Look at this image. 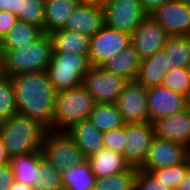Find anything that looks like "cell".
Segmentation results:
<instances>
[{
  "label": "cell",
  "instance_id": "6da1fadb",
  "mask_svg": "<svg viewBox=\"0 0 190 190\" xmlns=\"http://www.w3.org/2000/svg\"><path fill=\"white\" fill-rule=\"evenodd\" d=\"M10 78L18 113L38 121L48 130H53L57 91L49 81L47 72L23 73Z\"/></svg>",
  "mask_w": 190,
  "mask_h": 190
},
{
  "label": "cell",
  "instance_id": "7a4b0ae2",
  "mask_svg": "<svg viewBox=\"0 0 190 190\" xmlns=\"http://www.w3.org/2000/svg\"><path fill=\"white\" fill-rule=\"evenodd\" d=\"M47 131L38 121L19 113L0 123V138L10 158L41 151Z\"/></svg>",
  "mask_w": 190,
  "mask_h": 190
},
{
  "label": "cell",
  "instance_id": "3957f363",
  "mask_svg": "<svg viewBox=\"0 0 190 190\" xmlns=\"http://www.w3.org/2000/svg\"><path fill=\"white\" fill-rule=\"evenodd\" d=\"M53 55L52 41L44 33L36 41L4 52V69L8 76L45 72Z\"/></svg>",
  "mask_w": 190,
  "mask_h": 190
},
{
  "label": "cell",
  "instance_id": "277c9868",
  "mask_svg": "<svg viewBox=\"0 0 190 190\" xmlns=\"http://www.w3.org/2000/svg\"><path fill=\"white\" fill-rule=\"evenodd\" d=\"M96 102L82 84L57 92L53 130L66 131L72 125L89 119Z\"/></svg>",
  "mask_w": 190,
  "mask_h": 190
},
{
  "label": "cell",
  "instance_id": "5b68a950",
  "mask_svg": "<svg viewBox=\"0 0 190 190\" xmlns=\"http://www.w3.org/2000/svg\"><path fill=\"white\" fill-rule=\"evenodd\" d=\"M91 67L88 53H53L46 72L53 88L59 92L82 85Z\"/></svg>",
  "mask_w": 190,
  "mask_h": 190
},
{
  "label": "cell",
  "instance_id": "8992f818",
  "mask_svg": "<svg viewBox=\"0 0 190 190\" xmlns=\"http://www.w3.org/2000/svg\"><path fill=\"white\" fill-rule=\"evenodd\" d=\"M43 158L62 175L68 167L81 164L87 157L67 131L48 130L41 145Z\"/></svg>",
  "mask_w": 190,
  "mask_h": 190
},
{
  "label": "cell",
  "instance_id": "52a82bcc",
  "mask_svg": "<svg viewBox=\"0 0 190 190\" xmlns=\"http://www.w3.org/2000/svg\"><path fill=\"white\" fill-rule=\"evenodd\" d=\"M103 9L106 26L130 35L148 15L139 0H107Z\"/></svg>",
  "mask_w": 190,
  "mask_h": 190
},
{
  "label": "cell",
  "instance_id": "ba28073f",
  "mask_svg": "<svg viewBox=\"0 0 190 190\" xmlns=\"http://www.w3.org/2000/svg\"><path fill=\"white\" fill-rule=\"evenodd\" d=\"M128 81L107 72L101 66H92L83 78V85L96 103L115 104Z\"/></svg>",
  "mask_w": 190,
  "mask_h": 190
},
{
  "label": "cell",
  "instance_id": "9c48e42d",
  "mask_svg": "<svg viewBox=\"0 0 190 190\" xmlns=\"http://www.w3.org/2000/svg\"><path fill=\"white\" fill-rule=\"evenodd\" d=\"M131 42V35L104 25L90 39L89 60L92 66H101L117 55Z\"/></svg>",
  "mask_w": 190,
  "mask_h": 190
},
{
  "label": "cell",
  "instance_id": "30bf717a",
  "mask_svg": "<svg viewBox=\"0 0 190 190\" xmlns=\"http://www.w3.org/2000/svg\"><path fill=\"white\" fill-rule=\"evenodd\" d=\"M155 137L153 123H126V147L123 156L130 167L140 169L146 161Z\"/></svg>",
  "mask_w": 190,
  "mask_h": 190
},
{
  "label": "cell",
  "instance_id": "8fae6325",
  "mask_svg": "<svg viewBox=\"0 0 190 190\" xmlns=\"http://www.w3.org/2000/svg\"><path fill=\"white\" fill-rule=\"evenodd\" d=\"M115 105L126 123L149 122L147 88L137 80L126 83Z\"/></svg>",
  "mask_w": 190,
  "mask_h": 190
},
{
  "label": "cell",
  "instance_id": "7c38bea8",
  "mask_svg": "<svg viewBox=\"0 0 190 190\" xmlns=\"http://www.w3.org/2000/svg\"><path fill=\"white\" fill-rule=\"evenodd\" d=\"M168 37L169 35L163 27L148 14L131 34L130 44L142 60L150 57L156 51L162 50L166 45Z\"/></svg>",
  "mask_w": 190,
  "mask_h": 190
},
{
  "label": "cell",
  "instance_id": "4fadbf2b",
  "mask_svg": "<svg viewBox=\"0 0 190 190\" xmlns=\"http://www.w3.org/2000/svg\"><path fill=\"white\" fill-rule=\"evenodd\" d=\"M150 15L169 36H190V5L172 0L156 8Z\"/></svg>",
  "mask_w": 190,
  "mask_h": 190
},
{
  "label": "cell",
  "instance_id": "5bb4252c",
  "mask_svg": "<svg viewBox=\"0 0 190 190\" xmlns=\"http://www.w3.org/2000/svg\"><path fill=\"white\" fill-rule=\"evenodd\" d=\"M190 157V150L180 144L154 137L149 152L140 168L144 171L172 167L184 163Z\"/></svg>",
  "mask_w": 190,
  "mask_h": 190
},
{
  "label": "cell",
  "instance_id": "9a60e30c",
  "mask_svg": "<svg viewBox=\"0 0 190 190\" xmlns=\"http://www.w3.org/2000/svg\"><path fill=\"white\" fill-rule=\"evenodd\" d=\"M186 108V96L181 93L162 85L147 89V109L150 123L181 112Z\"/></svg>",
  "mask_w": 190,
  "mask_h": 190
},
{
  "label": "cell",
  "instance_id": "2e32d148",
  "mask_svg": "<svg viewBox=\"0 0 190 190\" xmlns=\"http://www.w3.org/2000/svg\"><path fill=\"white\" fill-rule=\"evenodd\" d=\"M155 136L190 150V109L161 118L153 122Z\"/></svg>",
  "mask_w": 190,
  "mask_h": 190
},
{
  "label": "cell",
  "instance_id": "e0dca14e",
  "mask_svg": "<svg viewBox=\"0 0 190 190\" xmlns=\"http://www.w3.org/2000/svg\"><path fill=\"white\" fill-rule=\"evenodd\" d=\"M104 25L102 6L78 3L63 29L78 32L91 38Z\"/></svg>",
  "mask_w": 190,
  "mask_h": 190
},
{
  "label": "cell",
  "instance_id": "ac0fdd59",
  "mask_svg": "<svg viewBox=\"0 0 190 190\" xmlns=\"http://www.w3.org/2000/svg\"><path fill=\"white\" fill-rule=\"evenodd\" d=\"M168 54L164 49L156 51L150 57L141 60L136 80L147 89L162 85L167 71H169Z\"/></svg>",
  "mask_w": 190,
  "mask_h": 190
},
{
  "label": "cell",
  "instance_id": "d6986e66",
  "mask_svg": "<svg viewBox=\"0 0 190 190\" xmlns=\"http://www.w3.org/2000/svg\"><path fill=\"white\" fill-rule=\"evenodd\" d=\"M87 161L96 178L119 174L130 168L123 154L113 152L106 148H102L87 157Z\"/></svg>",
  "mask_w": 190,
  "mask_h": 190
},
{
  "label": "cell",
  "instance_id": "ffe728a7",
  "mask_svg": "<svg viewBox=\"0 0 190 190\" xmlns=\"http://www.w3.org/2000/svg\"><path fill=\"white\" fill-rule=\"evenodd\" d=\"M86 157L98 152L103 146V132L90 119L72 125L66 130Z\"/></svg>",
  "mask_w": 190,
  "mask_h": 190
},
{
  "label": "cell",
  "instance_id": "44dd1931",
  "mask_svg": "<svg viewBox=\"0 0 190 190\" xmlns=\"http://www.w3.org/2000/svg\"><path fill=\"white\" fill-rule=\"evenodd\" d=\"M141 59L134 47L129 44L117 55L104 62L101 67L107 72L117 74L127 81L136 80Z\"/></svg>",
  "mask_w": 190,
  "mask_h": 190
},
{
  "label": "cell",
  "instance_id": "7402d4cb",
  "mask_svg": "<svg viewBox=\"0 0 190 190\" xmlns=\"http://www.w3.org/2000/svg\"><path fill=\"white\" fill-rule=\"evenodd\" d=\"M42 157L41 151L11 157L10 165L13 169L14 180L34 187L35 182L41 180L39 160Z\"/></svg>",
  "mask_w": 190,
  "mask_h": 190
},
{
  "label": "cell",
  "instance_id": "603a6c76",
  "mask_svg": "<svg viewBox=\"0 0 190 190\" xmlns=\"http://www.w3.org/2000/svg\"><path fill=\"white\" fill-rule=\"evenodd\" d=\"M52 41L53 53H89L90 37L66 29L48 33Z\"/></svg>",
  "mask_w": 190,
  "mask_h": 190
},
{
  "label": "cell",
  "instance_id": "cb8c5ba5",
  "mask_svg": "<svg viewBox=\"0 0 190 190\" xmlns=\"http://www.w3.org/2000/svg\"><path fill=\"white\" fill-rule=\"evenodd\" d=\"M78 3H80V1L46 0L44 33L63 29Z\"/></svg>",
  "mask_w": 190,
  "mask_h": 190
},
{
  "label": "cell",
  "instance_id": "d4e9b609",
  "mask_svg": "<svg viewBox=\"0 0 190 190\" xmlns=\"http://www.w3.org/2000/svg\"><path fill=\"white\" fill-rule=\"evenodd\" d=\"M44 34L42 28L17 20L10 31L0 41V49L6 50L26 46L36 41Z\"/></svg>",
  "mask_w": 190,
  "mask_h": 190
},
{
  "label": "cell",
  "instance_id": "484cf974",
  "mask_svg": "<svg viewBox=\"0 0 190 190\" xmlns=\"http://www.w3.org/2000/svg\"><path fill=\"white\" fill-rule=\"evenodd\" d=\"M96 176L92 173L89 162L68 167L62 174L64 190H93Z\"/></svg>",
  "mask_w": 190,
  "mask_h": 190
},
{
  "label": "cell",
  "instance_id": "4316f807",
  "mask_svg": "<svg viewBox=\"0 0 190 190\" xmlns=\"http://www.w3.org/2000/svg\"><path fill=\"white\" fill-rule=\"evenodd\" d=\"M89 119L102 132L118 129L126 125L122 114L115 104L96 103Z\"/></svg>",
  "mask_w": 190,
  "mask_h": 190
},
{
  "label": "cell",
  "instance_id": "83f0119b",
  "mask_svg": "<svg viewBox=\"0 0 190 190\" xmlns=\"http://www.w3.org/2000/svg\"><path fill=\"white\" fill-rule=\"evenodd\" d=\"M169 70L187 67L190 62V36H169L165 47Z\"/></svg>",
  "mask_w": 190,
  "mask_h": 190
},
{
  "label": "cell",
  "instance_id": "f1b7e54d",
  "mask_svg": "<svg viewBox=\"0 0 190 190\" xmlns=\"http://www.w3.org/2000/svg\"><path fill=\"white\" fill-rule=\"evenodd\" d=\"M46 0H15V15L18 20L44 30Z\"/></svg>",
  "mask_w": 190,
  "mask_h": 190
},
{
  "label": "cell",
  "instance_id": "f546056e",
  "mask_svg": "<svg viewBox=\"0 0 190 190\" xmlns=\"http://www.w3.org/2000/svg\"><path fill=\"white\" fill-rule=\"evenodd\" d=\"M137 168L108 177L96 178L93 190H134Z\"/></svg>",
  "mask_w": 190,
  "mask_h": 190
},
{
  "label": "cell",
  "instance_id": "4dcf8cb0",
  "mask_svg": "<svg viewBox=\"0 0 190 190\" xmlns=\"http://www.w3.org/2000/svg\"><path fill=\"white\" fill-rule=\"evenodd\" d=\"M18 113L16 96L10 76L0 78V123Z\"/></svg>",
  "mask_w": 190,
  "mask_h": 190
},
{
  "label": "cell",
  "instance_id": "1f68e13d",
  "mask_svg": "<svg viewBox=\"0 0 190 190\" xmlns=\"http://www.w3.org/2000/svg\"><path fill=\"white\" fill-rule=\"evenodd\" d=\"M40 178L39 182H35L34 190H64L62 185V175H60L51 163L45 158L39 160Z\"/></svg>",
  "mask_w": 190,
  "mask_h": 190
},
{
  "label": "cell",
  "instance_id": "d6a6232c",
  "mask_svg": "<svg viewBox=\"0 0 190 190\" xmlns=\"http://www.w3.org/2000/svg\"><path fill=\"white\" fill-rule=\"evenodd\" d=\"M190 170V157L182 164L153 169L150 173L158 180L167 184L172 189H177L185 174Z\"/></svg>",
  "mask_w": 190,
  "mask_h": 190
},
{
  "label": "cell",
  "instance_id": "836d02e7",
  "mask_svg": "<svg viewBox=\"0 0 190 190\" xmlns=\"http://www.w3.org/2000/svg\"><path fill=\"white\" fill-rule=\"evenodd\" d=\"M162 86L187 96L190 91V76L187 67L167 71Z\"/></svg>",
  "mask_w": 190,
  "mask_h": 190
},
{
  "label": "cell",
  "instance_id": "e575fe53",
  "mask_svg": "<svg viewBox=\"0 0 190 190\" xmlns=\"http://www.w3.org/2000/svg\"><path fill=\"white\" fill-rule=\"evenodd\" d=\"M126 144V125L118 129L103 132L104 148L123 154Z\"/></svg>",
  "mask_w": 190,
  "mask_h": 190
},
{
  "label": "cell",
  "instance_id": "d590c367",
  "mask_svg": "<svg viewBox=\"0 0 190 190\" xmlns=\"http://www.w3.org/2000/svg\"><path fill=\"white\" fill-rule=\"evenodd\" d=\"M170 186L156 179L149 171L137 169L134 190H170Z\"/></svg>",
  "mask_w": 190,
  "mask_h": 190
},
{
  "label": "cell",
  "instance_id": "8d00e7d4",
  "mask_svg": "<svg viewBox=\"0 0 190 190\" xmlns=\"http://www.w3.org/2000/svg\"><path fill=\"white\" fill-rule=\"evenodd\" d=\"M18 18L9 11H0V41L10 31Z\"/></svg>",
  "mask_w": 190,
  "mask_h": 190
},
{
  "label": "cell",
  "instance_id": "74e56055",
  "mask_svg": "<svg viewBox=\"0 0 190 190\" xmlns=\"http://www.w3.org/2000/svg\"><path fill=\"white\" fill-rule=\"evenodd\" d=\"M14 181L11 165L7 164L0 166V190H10Z\"/></svg>",
  "mask_w": 190,
  "mask_h": 190
},
{
  "label": "cell",
  "instance_id": "f35d334b",
  "mask_svg": "<svg viewBox=\"0 0 190 190\" xmlns=\"http://www.w3.org/2000/svg\"><path fill=\"white\" fill-rule=\"evenodd\" d=\"M140 3L142 4V7L144 8V10L150 14L151 12H153L156 8H158L159 6L164 5L167 2H170L172 0H139Z\"/></svg>",
  "mask_w": 190,
  "mask_h": 190
},
{
  "label": "cell",
  "instance_id": "ab89813d",
  "mask_svg": "<svg viewBox=\"0 0 190 190\" xmlns=\"http://www.w3.org/2000/svg\"><path fill=\"white\" fill-rule=\"evenodd\" d=\"M0 11H9L15 14V0H0Z\"/></svg>",
  "mask_w": 190,
  "mask_h": 190
},
{
  "label": "cell",
  "instance_id": "60d3db41",
  "mask_svg": "<svg viewBox=\"0 0 190 190\" xmlns=\"http://www.w3.org/2000/svg\"><path fill=\"white\" fill-rule=\"evenodd\" d=\"M10 156L6 152V148L3 145L2 139L0 138V166L10 164Z\"/></svg>",
  "mask_w": 190,
  "mask_h": 190
},
{
  "label": "cell",
  "instance_id": "b9f144b4",
  "mask_svg": "<svg viewBox=\"0 0 190 190\" xmlns=\"http://www.w3.org/2000/svg\"><path fill=\"white\" fill-rule=\"evenodd\" d=\"M177 190H190V170L185 174V177L180 182Z\"/></svg>",
  "mask_w": 190,
  "mask_h": 190
},
{
  "label": "cell",
  "instance_id": "7bdbcfd3",
  "mask_svg": "<svg viewBox=\"0 0 190 190\" xmlns=\"http://www.w3.org/2000/svg\"><path fill=\"white\" fill-rule=\"evenodd\" d=\"M10 190H34L33 187L14 181Z\"/></svg>",
  "mask_w": 190,
  "mask_h": 190
},
{
  "label": "cell",
  "instance_id": "ee69618b",
  "mask_svg": "<svg viewBox=\"0 0 190 190\" xmlns=\"http://www.w3.org/2000/svg\"><path fill=\"white\" fill-rule=\"evenodd\" d=\"M107 0H80V3L89 4V5H97L104 6Z\"/></svg>",
  "mask_w": 190,
  "mask_h": 190
},
{
  "label": "cell",
  "instance_id": "f6af8a7d",
  "mask_svg": "<svg viewBox=\"0 0 190 190\" xmlns=\"http://www.w3.org/2000/svg\"><path fill=\"white\" fill-rule=\"evenodd\" d=\"M5 75L6 74H5V69H4V53L0 49V78H2Z\"/></svg>",
  "mask_w": 190,
  "mask_h": 190
},
{
  "label": "cell",
  "instance_id": "bcb514c9",
  "mask_svg": "<svg viewBox=\"0 0 190 190\" xmlns=\"http://www.w3.org/2000/svg\"><path fill=\"white\" fill-rule=\"evenodd\" d=\"M186 100H187V108L190 109V91H189L188 95L186 96Z\"/></svg>",
  "mask_w": 190,
  "mask_h": 190
},
{
  "label": "cell",
  "instance_id": "7dc6e473",
  "mask_svg": "<svg viewBox=\"0 0 190 190\" xmlns=\"http://www.w3.org/2000/svg\"><path fill=\"white\" fill-rule=\"evenodd\" d=\"M187 69H188V73H189V76H190V62L188 63Z\"/></svg>",
  "mask_w": 190,
  "mask_h": 190
},
{
  "label": "cell",
  "instance_id": "c3c4849f",
  "mask_svg": "<svg viewBox=\"0 0 190 190\" xmlns=\"http://www.w3.org/2000/svg\"><path fill=\"white\" fill-rule=\"evenodd\" d=\"M181 1H183V2L187 3L188 5H190V0H181Z\"/></svg>",
  "mask_w": 190,
  "mask_h": 190
}]
</instances>
